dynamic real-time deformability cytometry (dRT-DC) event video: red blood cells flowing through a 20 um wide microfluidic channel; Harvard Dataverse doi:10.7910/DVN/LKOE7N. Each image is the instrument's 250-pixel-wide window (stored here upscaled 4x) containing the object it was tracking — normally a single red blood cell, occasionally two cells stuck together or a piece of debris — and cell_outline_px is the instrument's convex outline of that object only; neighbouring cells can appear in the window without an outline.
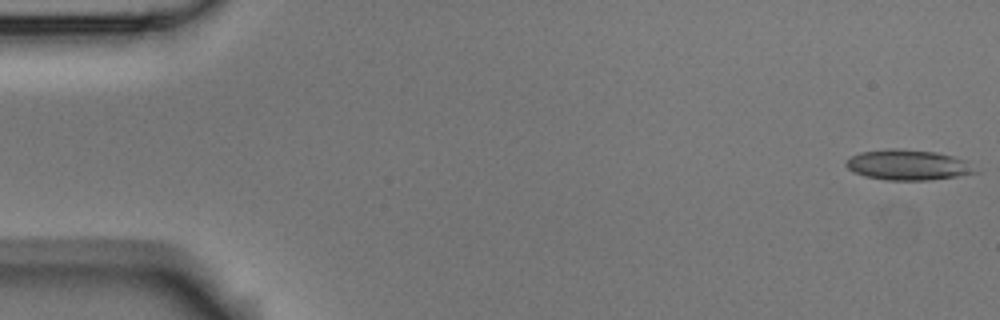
{"species": "Egyptian fruit bat (a non-hibernating species)", "species_latin": "Rousettus aegyptiacus", "temperature_condition": "room temperature", "stored_images_in_passage": 5, "segment_of_instrument_passage": [1, 2], "camera_frame_rate_fps": 3000, "um_per_image_px": 0.085, "animal": {"sex": "male"}, "frame": {"image": 1, "passage_image": 1, "time_ms": 0.0, "image_size_px": [1000, 320], "cell_outline_px": [[980, 172], [956, 176], [928, 180], [884, 180], [864, 176], [852, 172], [844, 164], [852, 156], [860, 152], [892, 148], [896, 148], [936, 152], [952, 156], [964, 160]], "centroid_in_image_um": [77.14, 14.02], "position_along_channel_um": 7.9, "area_um2": 22.77}}